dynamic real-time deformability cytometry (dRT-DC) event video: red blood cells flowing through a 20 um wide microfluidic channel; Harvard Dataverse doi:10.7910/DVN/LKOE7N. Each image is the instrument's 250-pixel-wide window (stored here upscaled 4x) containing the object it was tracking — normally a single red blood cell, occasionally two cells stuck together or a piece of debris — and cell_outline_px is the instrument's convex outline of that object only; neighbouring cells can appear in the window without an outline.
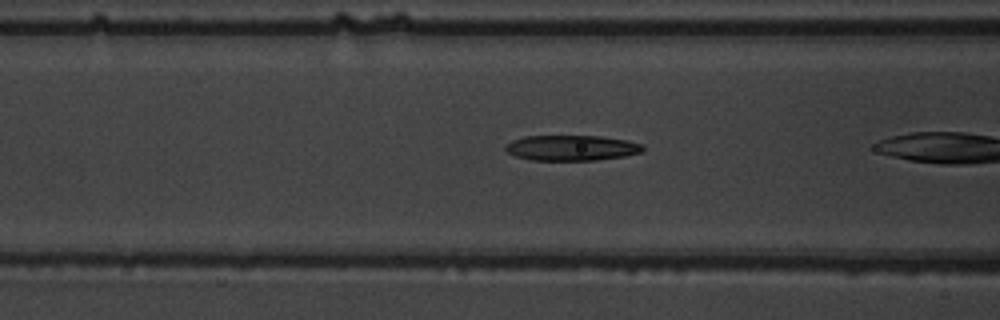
{"species": "common noctule bat (a hibernating species)", "species_latin": "Nyctalus noctula", "temperature_condition": "warm", "stored_images_in_passage": 4, "camera_frame_rate_fps": 3000, "um_per_image_px": 0.085, "animal": {"sex": "male", "body_mass_g": 19.5, "forearm_length_mm": 54.6}, "frame": {"image": 1, "passage_image": 3, "time_ms": 0.667, "image_size_px": [1000, 320], "cell_outline_px": [[644, 152], [624, 156], [596, 160], [532, 160], [516, 156], [508, 152], [504, 148], [512, 140], [524, 136], [600, 136], [628, 140], [644, 144]], "centroid_in_image_um": [48.64, 12.56], "position_along_channel_um": 118.0, "area_um2": 20.4}}